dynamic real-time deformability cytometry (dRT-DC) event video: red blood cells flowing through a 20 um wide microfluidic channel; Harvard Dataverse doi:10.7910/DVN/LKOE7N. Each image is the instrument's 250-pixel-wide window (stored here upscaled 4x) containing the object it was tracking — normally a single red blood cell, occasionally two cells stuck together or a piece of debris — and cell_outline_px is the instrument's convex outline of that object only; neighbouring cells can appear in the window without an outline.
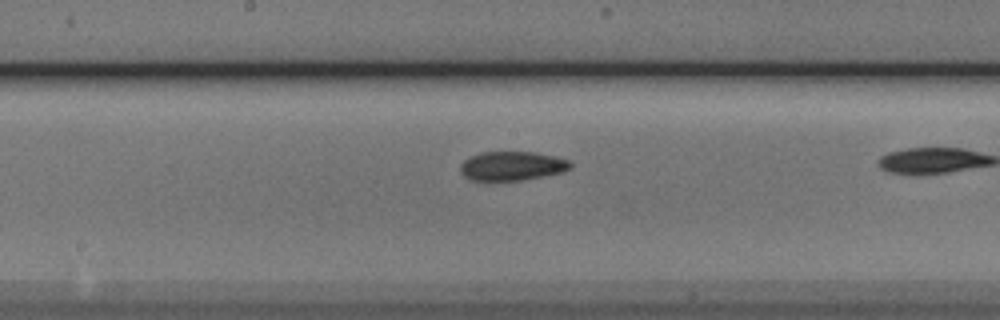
{"species": "Egyptian fruit bat (a non-hibernating species)", "species_latin": "Rousettus aegyptiacus", "temperature_condition": "cold", "stored_images_in_passage": 33, "camera_frame_rate_fps": 3000, "um_per_image_px": 0.085, "animal": {"sex": "male"}, "frame": {"image": 1, "passage_image": 19, "time_ms": 6.0, "image_size_px": [1000, 320], "cell_outline_px": [[572, 168], [564, 172], [520, 180], [472, 180], [464, 176], [460, 172], [460, 164], [464, 160], [480, 152], [536, 152], [556, 156], [572, 160]], "centroid_in_image_um": [43.57, 14.09], "position_along_channel_um": 204.6, "area_um2": 18.79}}
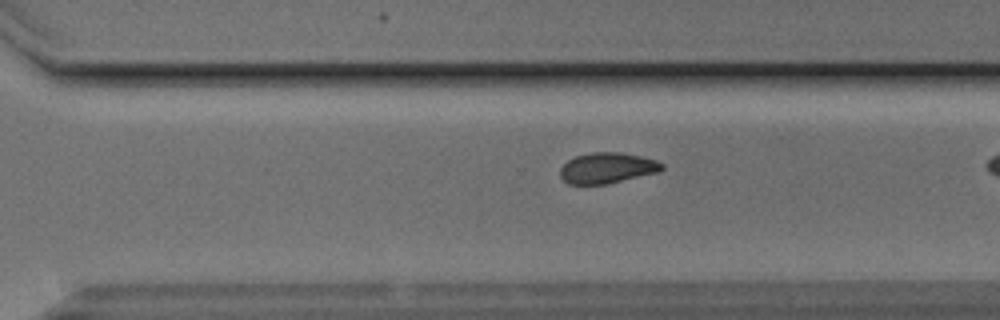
{"frame": {"image": 2, "passage_image": 28, "time_ms": 9.0, "image_size_px": [1000, 320], "cell_outline_px": [[664, 168], [660, 172], [604, 184], [568, 184], [560, 176], [560, 168], [568, 160], [576, 156], [592, 152], [620, 152], [640, 156], [656, 160], [664, 164]], "centroid_in_image_um": [51.62, 14.27], "position_along_channel_um": 319.0, "area_um2": 18.15}}